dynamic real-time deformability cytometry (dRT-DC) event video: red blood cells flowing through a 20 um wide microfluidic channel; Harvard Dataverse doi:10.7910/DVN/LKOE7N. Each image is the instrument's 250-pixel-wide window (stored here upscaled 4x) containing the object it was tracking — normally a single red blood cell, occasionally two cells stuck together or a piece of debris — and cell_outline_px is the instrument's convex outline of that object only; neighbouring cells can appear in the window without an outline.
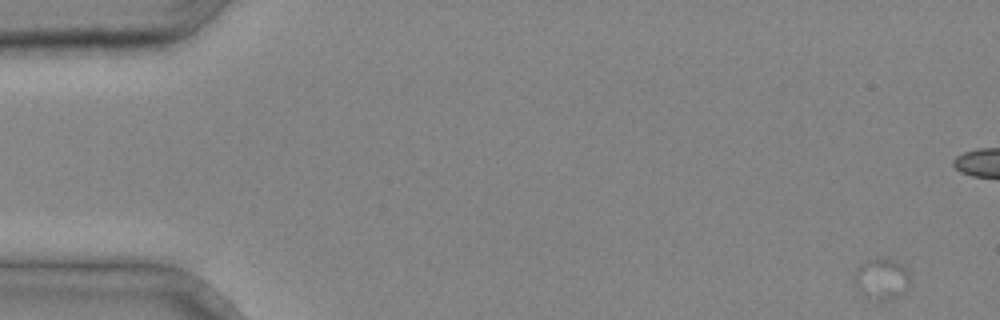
{"species": "common noctule bat (a hibernating species)", "species_latin": "Nyctalus noctula", "temperature_condition": "cold", "stored_images_in_passage": 5, "camera_frame_rate_fps": 3000, "um_per_image_px": 0.085, "animal": {"sex": "male", "body_mass_g": 20.4}, "frame": {"image": 1, "passage_image": 1, "time_ms": 0.0, "image_size_px": [1000, 320], "cell_outline_px": [[908, 288], [904, 292], [888, 300], [880, 300], [852, 280], [852, 276], [856, 268], [864, 260], [892, 260], [900, 264], [904, 268], [908, 276]], "centroid_in_image_um": [74.94, 23.66], "position_along_channel_um": 10.1, "area_um2": 12.2}}
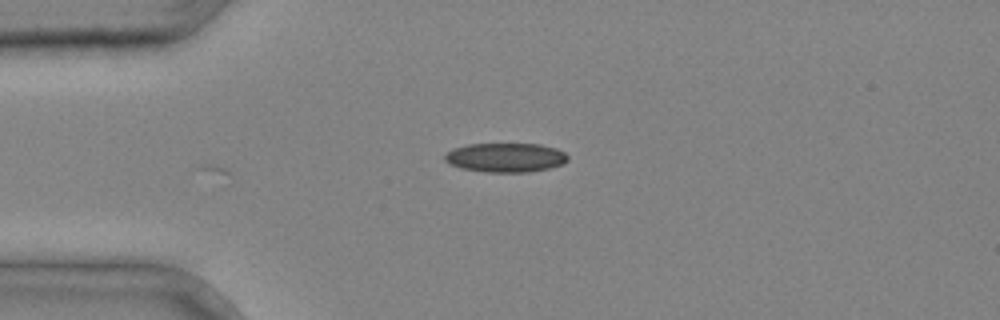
{"frame": {"image": 2, "passage_image": 4, "time_ms": 1.0, "image_size_px": [1000, 320], "cell_outline_px": [[568, 160], [564, 164], [548, 168], [528, 172], [484, 172], [460, 168], [444, 160], [444, 156], [452, 148], [468, 144], [540, 144], [556, 148], [564, 152], [568, 156]], "centroid_in_image_um": [42.98, 13.39], "position_along_channel_um": 42.0, "area_um2": 20.98}}